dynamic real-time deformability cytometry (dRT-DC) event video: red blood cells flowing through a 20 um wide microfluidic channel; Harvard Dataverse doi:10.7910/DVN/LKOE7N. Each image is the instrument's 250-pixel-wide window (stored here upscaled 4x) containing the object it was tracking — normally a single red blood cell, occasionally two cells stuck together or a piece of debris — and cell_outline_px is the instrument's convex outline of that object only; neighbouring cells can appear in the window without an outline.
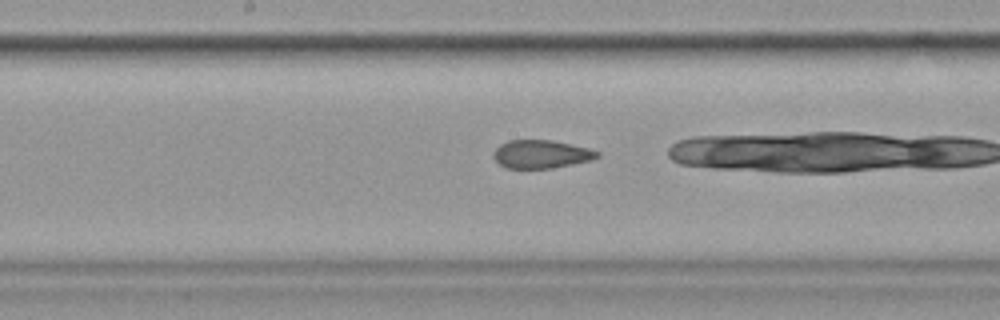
{"species": "common noctule bat (a hibernating species)", "species_latin": "Nyctalus noctula", "temperature_condition": "cold", "stored_images_in_passage": 29, "camera_frame_rate_fps": 3000, "um_per_image_px": 0.085, "animal": {"sex": "female", "body_mass_g": 19.9}, "frame": {"image": 1, "passage_image": 15, "time_ms": 4.667, "image_size_px": [1000, 320], "cell_outline_px": [[600, 156], [592, 160], [552, 168], [504, 168], [492, 156], [492, 152], [500, 144], [508, 140], [552, 140], [588, 148], [600, 152]], "centroid_in_image_um": [45.99, 13.1], "position_along_channel_um": 202.2, "area_um2": 17.11}}
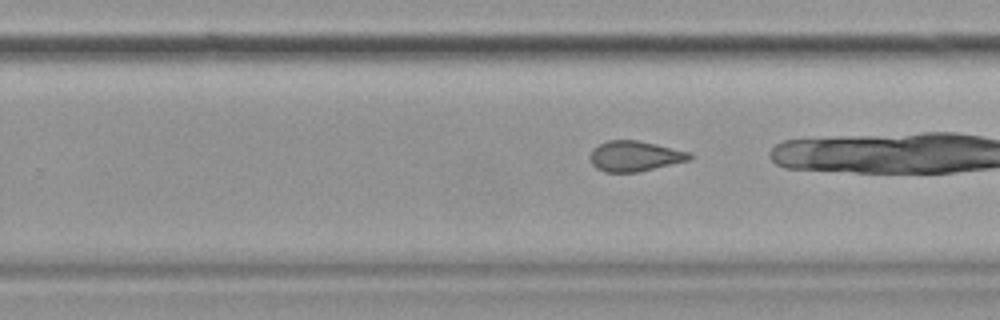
{"frame": {"image": 2, "passage_image": 21, "time_ms": 6.667, "image_size_px": [1000, 320], "cell_outline_px": [[692, 160], [640, 172], [604, 172], [596, 168], [592, 164], [588, 156], [592, 148], [608, 140], [636, 140], [656, 144], [692, 152]], "centroid_in_image_um": [53.97, 13.28], "position_along_channel_um": 275.8, "area_um2": 17.98}}
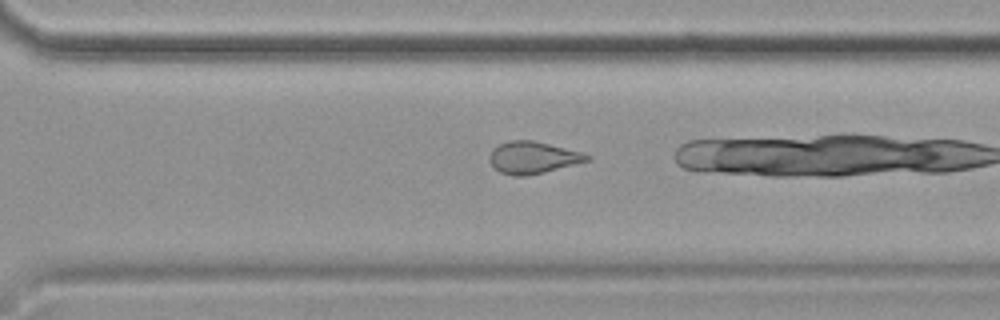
{"frame": {"image": 3, "passage_image": 25, "time_ms": 8.0, "image_size_px": [1000, 320], "cell_outline_px": [[592, 160], [528, 176], [512, 176], [500, 172], [488, 160], [488, 156], [492, 148], [508, 140], [532, 140], [580, 152], [592, 156]], "centroid_in_image_um": [45.27, 13.4], "position_along_channel_um": 325.3, "area_um2": 18.21}}